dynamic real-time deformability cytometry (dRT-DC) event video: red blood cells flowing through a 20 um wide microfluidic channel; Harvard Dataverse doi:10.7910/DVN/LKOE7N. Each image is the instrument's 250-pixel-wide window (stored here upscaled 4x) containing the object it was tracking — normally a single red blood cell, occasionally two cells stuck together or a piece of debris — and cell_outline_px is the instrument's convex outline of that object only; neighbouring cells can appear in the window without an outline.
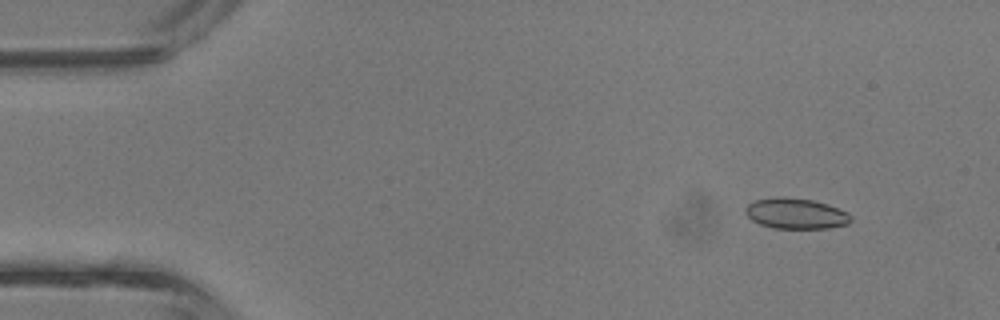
{"species": "common noctule bat (a hibernating species)", "species_latin": "Nyctalus noctula", "temperature_condition": "room temperature", "stored_images_in_passage": 3, "camera_frame_rate_fps": 3000, "um_per_image_px": 0.085, "animal": {"sex": "male", "body_mass_g": 13.3}, "frame": {"image": 1, "passage_image": 1, "time_ms": 0.0, "image_size_px": [1000, 320], "cell_outline_px": [[852, 220], [848, 224], [828, 228], [772, 228], [760, 224], [752, 220], [744, 212], [744, 208], [748, 204], [756, 200], [776, 196], [784, 196], [812, 200], [828, 204], [848, 212], [852, 216]], "centroid_in_image_um": [67.65, 18.14], "position_along_channel_um": 17.4, "area_um2": 19.02}}
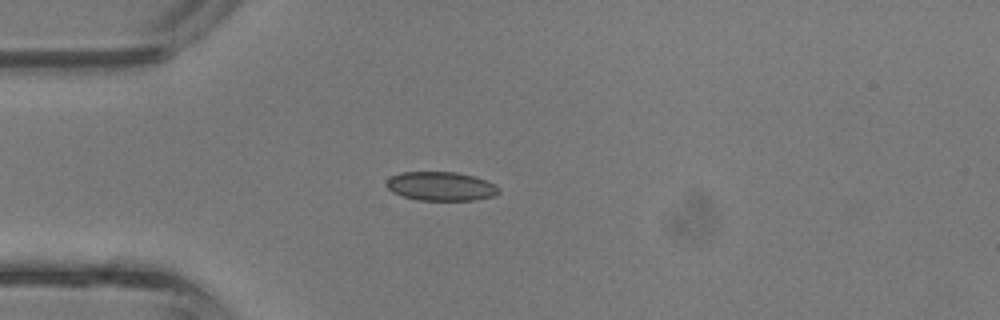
{"frame": {"image": 2, "passage_image": 3, "time_ms": 0.667, "image_size_px": [1000, 320], "cell_outline_px": [[500, 192], [492, 196], [476, 200], [420, 200], [404, 196], [392, 192], [384, 184], [392, 176], [400, 172], [456, 172], [476, 176], [488, 180], [496, 184], [500, 188]], "centroid_in_image_um": [37.52, 15.82], "position_along_channel_um": 47.5, "area_um2": 19.07}}